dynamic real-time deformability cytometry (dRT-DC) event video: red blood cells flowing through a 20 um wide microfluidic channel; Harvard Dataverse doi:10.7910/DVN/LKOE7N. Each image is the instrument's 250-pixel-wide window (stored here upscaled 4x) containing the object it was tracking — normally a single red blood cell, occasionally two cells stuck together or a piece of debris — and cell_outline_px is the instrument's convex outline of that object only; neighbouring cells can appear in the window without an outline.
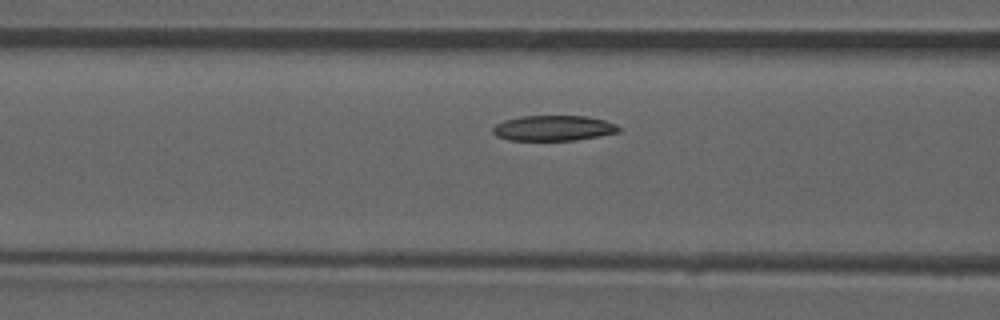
{"species": "common noctule bat (a hibernating species)", "species_latin": "Nyctalus noctula", "temperature_condition": "room temperature", "stored_images_in_passage": 37, "camera_frame_rate_fps": 3000, "um_per_image_px": 0.085, "animal": {"sex": "male", "forearm_length_mm": 52.5}, "frame": {"image": 1, "passage_image": 16, "time_ms": 5.0, "image_size_px": [1000, 320], "cell_outline_px": [[620, 132], [600, 136], [576, 140], [508, 140], [496, 136], [492, 132], [492, 128], [496, 124], [504, 120], [520, 116], [588, 116], [604, 120], [616, 124], [620, 128]], "centroid_in_image_um": [47.04, 10.89], "position_along_channel_um": 119.6, "area_um2": 18.73}, "authors_computed_cell_mechanics": {"area_um2": 19.363, "velocity_mm_per_s": 3.8624, "shape_relaxation_time_tau1_ms": 7.6001, "shape_relaxation_time_tau2_ms": 8.888, "deformation_change_tau1": 0.1023, "deformation_change_tau2": 0.1132}}